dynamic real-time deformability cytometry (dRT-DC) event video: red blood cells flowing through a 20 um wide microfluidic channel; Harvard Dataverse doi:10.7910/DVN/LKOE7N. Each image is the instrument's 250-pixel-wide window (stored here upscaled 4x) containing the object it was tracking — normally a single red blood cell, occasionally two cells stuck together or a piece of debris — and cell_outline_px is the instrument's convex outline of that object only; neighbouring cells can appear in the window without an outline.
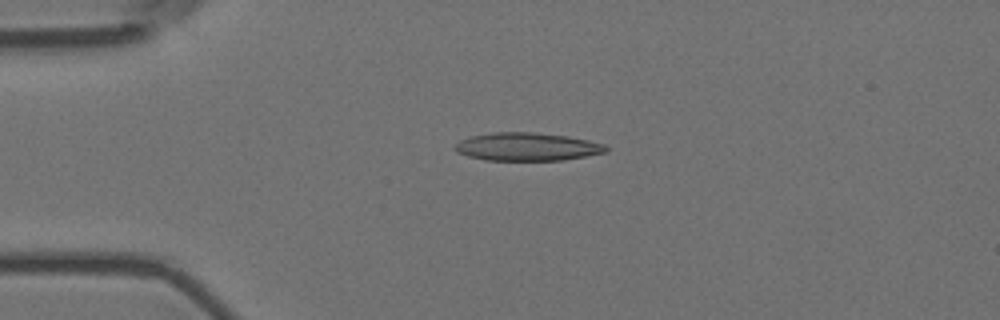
{"species": "Egyptian fruit bat (a non-hibernating species)", "species_latin": "Rousettus aegyptiacus", "temperature_condition": "room temperature", "stored_images_in_passage": 5, "camera_frame_rate_fps": 3000, "um_per_image_px": 0.085, "animal": {"sex": "female"}, "frame": {"image": 1, "passage_image": 4, "time_ms": 1.0, "image_size_px": [1000, 320], "cell_outline_px": [[608, 152], [588, 156], [564, 160], [484, 160], [468, 156], [456, 152], [452, 148], [460, 140], [472, 136], [492, 132], [532, 132], [568, 136], [588, 140], [604, 144], [608, 148]], "centroid_in_image_um": [44.81, 12.47], "position_along_channel_um": 40.2, "area_um2": 24.85}}